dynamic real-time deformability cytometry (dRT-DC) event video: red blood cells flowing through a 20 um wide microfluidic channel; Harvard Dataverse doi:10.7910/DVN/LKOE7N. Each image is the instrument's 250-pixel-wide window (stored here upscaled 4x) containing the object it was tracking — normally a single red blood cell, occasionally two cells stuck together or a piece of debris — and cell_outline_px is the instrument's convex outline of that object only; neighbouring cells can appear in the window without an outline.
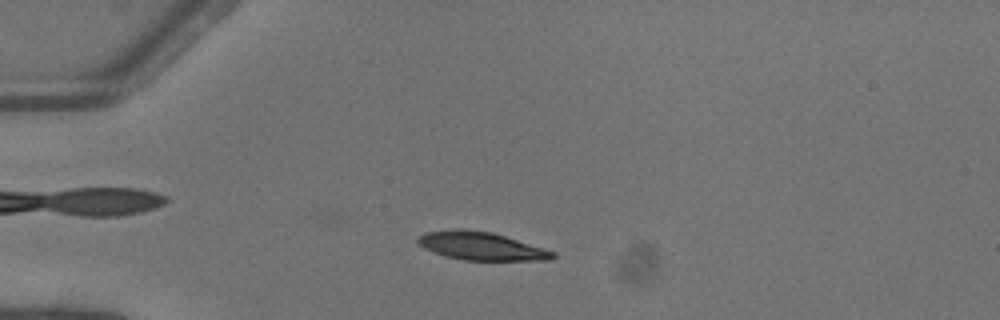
{"species": "common noctule bat (a hibernating species)", "species_latin": "Nyctalus noctula", "temperature_condition": "warm", "stored_images_in_passage": 48, "camera_frame_rate_fps": 3000, "um_per_image_px": 0.085, "animal": {"sex": "female"}, "frame": {"image": 1, "passage_image": 11, "time_ms": 3.333, "image_size_px": [1000, 320], "cell_outline_px": [[556, 256], [552, 260], [464, 260], [444, 256], [424, 248], [416, 244], [416, 240], [424, 232], [492, 232], [544, 248], [556, 252]], "centroid_in_image_um": [40.97, 20.97], "position_along_channel_um": 44.0, "area_um2": 21.21}}
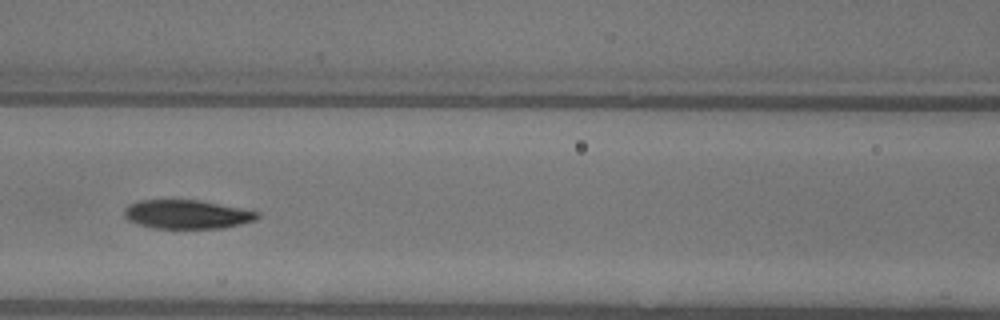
{"frame": {"image": 2, "passage_image": 21, "time_ms": 6.667, "image_size_px": [1000, 320], "cell_outline_px": [[260, 216], [256, 220], [224, 228], [152, 228], [136, 224], [128, 220], [124, 216], [124, 208], [128, 204], [140, 200], [200, 200], [260, 212]], "centroid_in_image_um": [15.87, 18.22], "position_along_channel_um": 150.7, "area_um2": 22.48}}
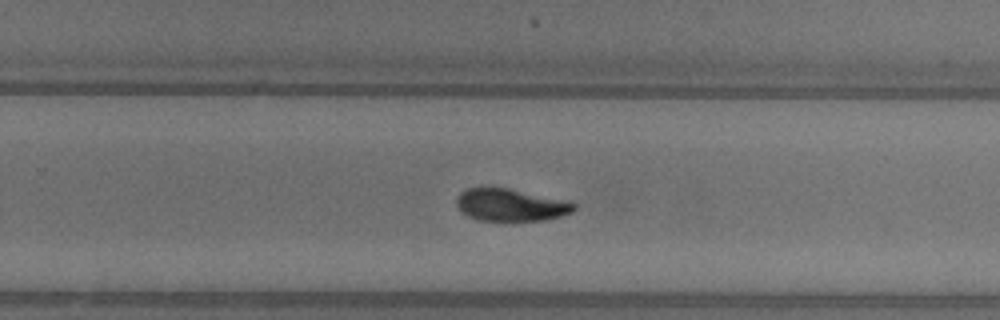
{"frame": {"image": 3, "passage_image": 31, "time_ms": 10.0, "image_size_px": [1000, 320], "cell_outline_px": [[576, 208], [572, 212], [560, 216], [544, 220], [476, 220], [468, 216], [456, 204], [456, 200], [460, 192], [468, 188], [480, 184], [508, 188], [572, 200], [576, 204]], "centroid_in_image_um": [43.42, 17.37], "position_along_channel_um": 286.4, "area_um2": 22.77}, "authors_computed_cell_mechanics": {"area_um2": 22.7443, "velocity_mm_per_s": 4.0863, "shape_relaxation_time_tau1_ms": 3.0255, "shape_relaxation_time_tau2_ms": 3.9926, "deformation_change_tau1": 0.1526, "deformation_change_tau2": 0.0693}}